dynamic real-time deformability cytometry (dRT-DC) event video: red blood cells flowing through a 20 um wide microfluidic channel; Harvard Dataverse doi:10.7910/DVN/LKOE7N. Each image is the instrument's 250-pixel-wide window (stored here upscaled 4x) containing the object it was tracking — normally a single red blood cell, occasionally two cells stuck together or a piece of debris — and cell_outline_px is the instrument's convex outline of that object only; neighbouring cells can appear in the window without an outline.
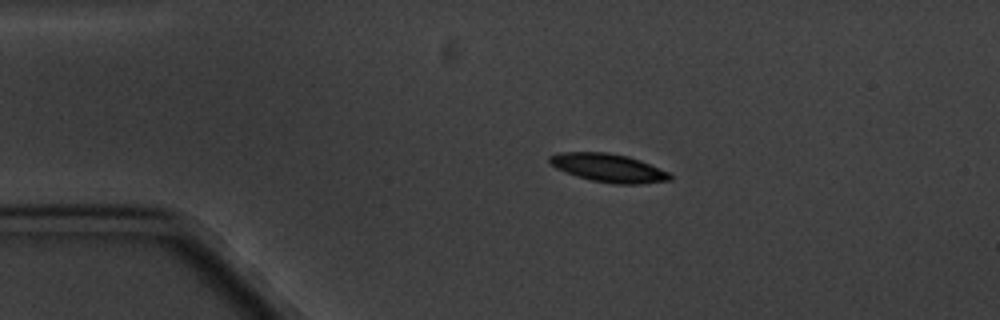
{"species": "common noctule bat (a hibernating species)", "species_latin": "Nyctalus noctula", "temperature_condition": "cold", "stored_images_in_passage": 6, "camera_frame_rate_fps": 3000, "um_per_image_px": 0.085, "animal": {"sex": "male", "body_mass_g": 20.1, "forearm_length_mm": 53.5}, "frame": {"image": 1, "passage_image": 2, "time_ms": 2.0, "image_size_px": [1000, 320], "cell_outline_px": [[672, 180], [640, 184], [612, 184], [592, 180], [576, 176], [556, 168], [548, 164], [548, 156], [560, 152], [608, 152], [628, 156], [640, 160], [668, 172], [672, 176]], "centroid_in_image_um": [51.69, 14.27], "position_along_channel_um": 33.3, "area_um2": 20.0}}